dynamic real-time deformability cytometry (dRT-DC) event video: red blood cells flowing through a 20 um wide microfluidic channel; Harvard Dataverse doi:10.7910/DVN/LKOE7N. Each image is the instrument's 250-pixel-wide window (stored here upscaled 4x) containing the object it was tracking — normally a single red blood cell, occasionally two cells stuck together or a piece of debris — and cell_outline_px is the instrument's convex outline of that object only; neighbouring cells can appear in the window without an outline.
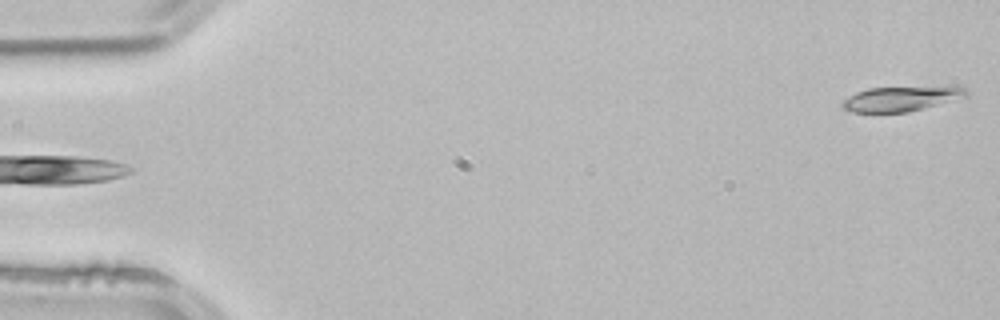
{"species": "common noctule bat (a hibernating species)", "species_latin": "Nyctalus noctula", "temperature_condition": "room temperature", "stored_images_in_passage": 3, "camera_frame_rate_fps": 3000, "um_per_image_px": 0.085, "animal": {"sex": "male", "body_mass_g": 21.5, "forearm_length_mm": 52.0}, "frame": {"image": 1, "passage_image": 3, "time_ms": 0.667, "image_size_px": [1000, 320], "cell_outline_px": [[968, 96], [908, 112], [848, 112], [840, 104], [848, 96], [856, 92], [868, 88], [956, 84], [964, 88], [968, 92]], "centroid_in_image_um": [76.66, 8.34], "position_along_channel_um": 8.3, "area_um2": 18.61}}